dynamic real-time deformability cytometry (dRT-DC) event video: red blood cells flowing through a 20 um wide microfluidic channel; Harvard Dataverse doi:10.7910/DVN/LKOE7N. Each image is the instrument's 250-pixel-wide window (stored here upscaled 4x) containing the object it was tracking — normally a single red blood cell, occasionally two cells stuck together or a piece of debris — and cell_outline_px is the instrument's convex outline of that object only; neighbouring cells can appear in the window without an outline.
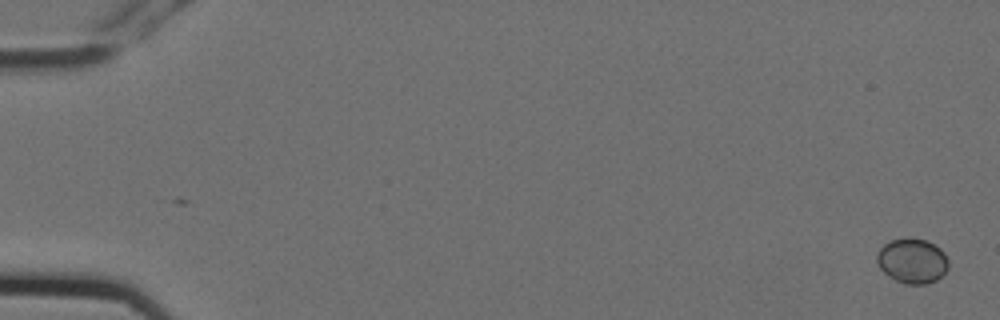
{"species": "Egyptian fruit bat (a non-hibernating species)", "species_latin": "Rousettus aegyptiacus", "temperature_condition": "cold", "stored_images_in_passage": 5, "segment_of_instrument_passage": [2, 2], "camera_frame_rate_fps": 3000, "um_per_image_px": 0.085, "animal": {"sex": "female"}, "frame": {"image": 1, "passage_image": 5, "time_ms": 1.333, "image_size_px": [1000, 320], "cell_outline_px": [[948, 268], [936, 280], [928, 284], [904, 284], [888, 276], [880, 268], [876, 260], [876, 256], [880, 248], [884, 244], [892, 240], [924, 240], [940, 248], [944, 252], [948, 260]], "centroid_in_image_um": [77.54, 22.21], "position_along_channel_um": 7.5, "area_um2": 18.32}}